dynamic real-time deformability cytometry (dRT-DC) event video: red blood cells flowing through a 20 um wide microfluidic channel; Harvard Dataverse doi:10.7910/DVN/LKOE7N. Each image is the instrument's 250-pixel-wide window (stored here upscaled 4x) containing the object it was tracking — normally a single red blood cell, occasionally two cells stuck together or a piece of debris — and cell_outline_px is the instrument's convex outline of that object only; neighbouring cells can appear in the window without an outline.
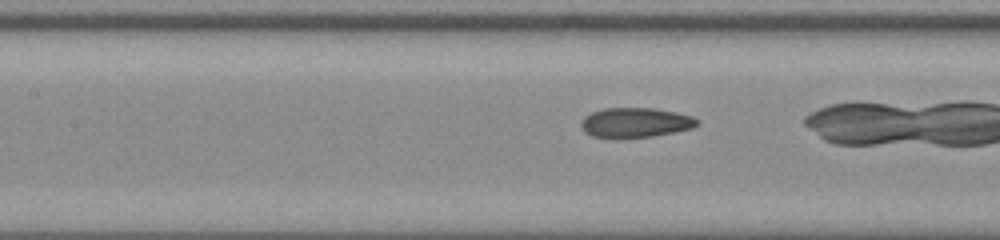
{"species": "common noctule bat (a hibernating species)", "species_latin": "Nyctalus noctula", "temperature_condition": "room temperature", "stored_images_in_passage": 43, "camera_frame_rate_fps": 3000, "um_per_image_px": 0.085, "animal": {"sex": "male", "body_mass_g": 20.0, "forearm_length_mm": 53.3}, "frame": {"image": 1, "passage_image": 25, "time_ms": 8.0, "image_size_px": [1000, 240], "cell_outline_px": [[696, 124], [692, 128], [652, 136], [592, 136], [584, 132], [580, 124], [584, 116], [592, 112], [604, 108], [656, 108], [676, 112], [692, 116], [696, 120]], "centroid_in_image_um": [53.98, 10.38], "position_along_channel_um": 153.4, "area_um2": 19.54}}
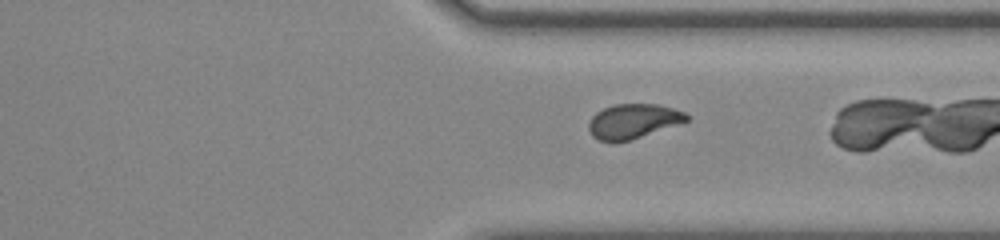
{"frame": {"image": 2, "passage_image": 41, "time_ms": 13.333, "image_size_px": [1000, 240], "cell_outline_px": [[688, 120], [628, 140], [600, 140], [592, 136], [588, 128], [588, 124], [592, 116], [596, 112], [604, 108], [616, 104], [656, 104], [672, 108], [684, 112], [688, 116]], "centroid_in_image_um": [53.77, 10.27], "position_along_channel_um": 357.6, "area_um2": 19.02}}